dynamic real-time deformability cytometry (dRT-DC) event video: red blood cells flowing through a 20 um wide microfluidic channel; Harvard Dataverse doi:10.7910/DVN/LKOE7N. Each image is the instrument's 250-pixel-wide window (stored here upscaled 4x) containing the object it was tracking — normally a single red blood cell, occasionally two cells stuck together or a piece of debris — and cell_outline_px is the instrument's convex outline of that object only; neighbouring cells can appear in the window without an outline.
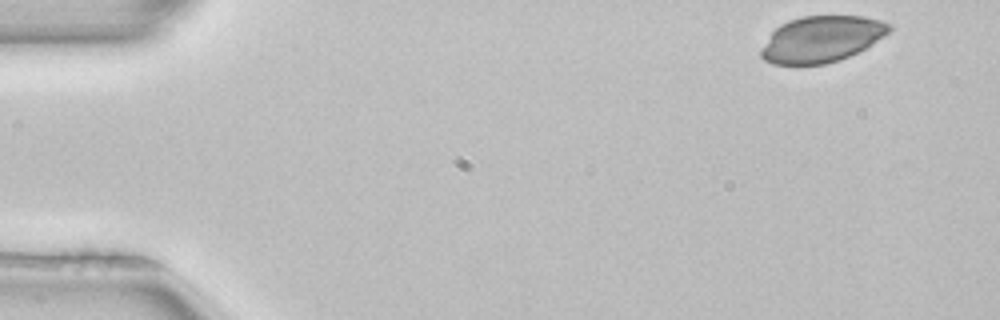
{"species": "common noctule bat (a hibernating species)", "species_latin": "Nyctalus noctula", "temperature_condition": "room temperature", "stored_images_in_passage": 4, "camera_frame_rate_fps": 3000, "um_per_image_px": 0.085, "animal": {"sex": "female", "body_mass_g": 22.7, "forearm_length_mm": 54.2}, "frame": {"image": 1, "passage_image": 1, "time_ms": 0.0, "image_size_px": [1000, 320], "cell_outline_px": [[892, 28], [884, 36], [872, 44], [840, 60], [824, 64], [772, 64], [764, 60], [760, 56], [760, 48], [772, 32], [780, 24], [788, 20], [800, 16], [864, 16], [884, 20], [892, 24]], "centroid_in_image_um": [69.83, 3.31], "position_along_channel_um": 15.2, "area_um2": 34.62}}